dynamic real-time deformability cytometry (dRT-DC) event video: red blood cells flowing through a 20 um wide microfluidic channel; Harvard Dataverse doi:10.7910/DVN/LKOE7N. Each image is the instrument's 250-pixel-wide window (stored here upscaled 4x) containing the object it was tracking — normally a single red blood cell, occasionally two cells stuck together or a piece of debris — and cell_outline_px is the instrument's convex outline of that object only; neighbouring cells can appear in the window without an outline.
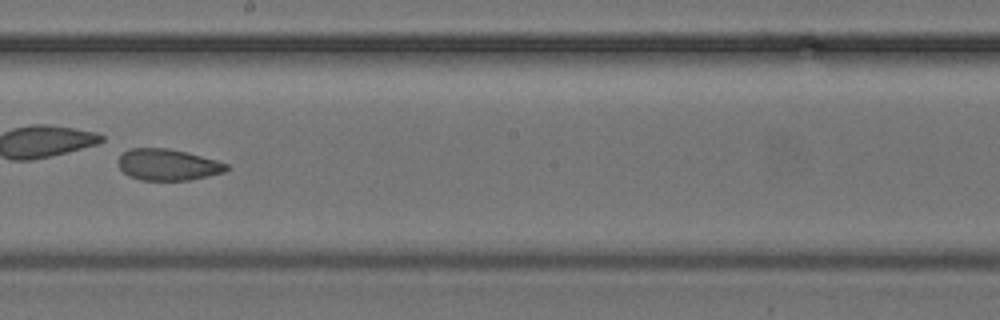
{"species": "common noctule bat (a hibernating species)", "species_latin": "Nyctalus noctula", "temperature_condition": "cold", "stored_images_in_passage": 51, "camera_frame_rate_fps": 3000, "um_per_image_px": 0.085, "animal": {"sex": "female", "body_mass_g": 24.6, "forearm_length_mm": 56.2}, "frame": {"image": 1, "passage_image": 30, "time_ms": 9.667, "image_size_px": [1000, 320], "cell_outline_px": [[228, 168], [224, 172], [188, 180], [140, 180], [128, 176], [120, 168], [116, 160], [128, 148], [168, 148], [188, 152], [216, 160], [228, 164]], "centroid_in_image_um": [14.23, 13.99], "position_along_channel_um": 234.0, "area_um2": 19.83}, "authors_computed_cell_mechanics": {"area_um2": 26.7614, "velocity_mm_per_s": 3.9348, "shape_relaxation_time_tau1_ms": 1.802, "shape_relaxation_time_tau2_ms": 1.9379, "deformation_change_tau1": 0.1761, "deformation_change_tau2": 0.0824}}